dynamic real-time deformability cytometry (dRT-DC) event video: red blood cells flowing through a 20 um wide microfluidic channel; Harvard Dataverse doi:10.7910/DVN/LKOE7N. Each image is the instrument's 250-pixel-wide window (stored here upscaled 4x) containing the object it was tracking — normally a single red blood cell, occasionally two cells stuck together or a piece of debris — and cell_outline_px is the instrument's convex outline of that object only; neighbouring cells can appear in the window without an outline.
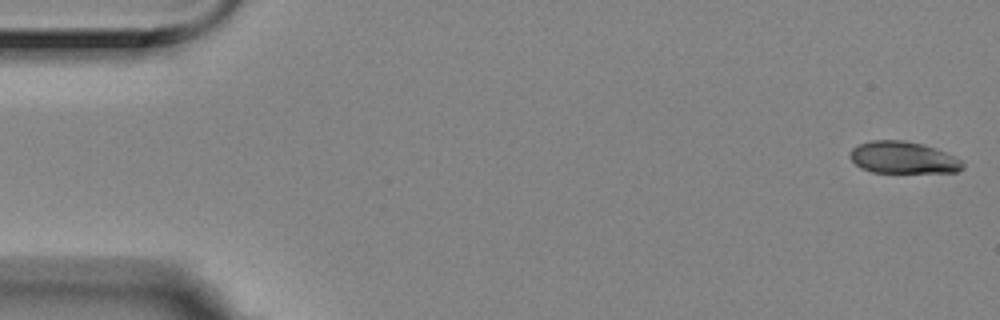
{"species": "Egyptian fruit bat (a non-hibernating species)", "species_latin": "Rousettus aegyptiacus", "temperature_condition": "room temperature", "stored_images_in_passage": 3, "camera_frame_rate_fps": 3000, "um_per_image_px": 0.085, "animal": {"sex": "female"}, "frame": {"image": 1, "passage_image": 1, "time_ms": 0.0, "image_size_px": [1000, 320], "cell_outline_px": [[964, 168], [960, 172], [872, 172], [860, 168], [848, 156], [852, 148], [860, 144], [872, 140], [900, 140], [924, 144], [936, 148], [960, 160], [964, 164]], "centroid_in_image_um": [76.75, 13.4], "position_along_channel_um": 8.2, "area_um2": 20.92}}